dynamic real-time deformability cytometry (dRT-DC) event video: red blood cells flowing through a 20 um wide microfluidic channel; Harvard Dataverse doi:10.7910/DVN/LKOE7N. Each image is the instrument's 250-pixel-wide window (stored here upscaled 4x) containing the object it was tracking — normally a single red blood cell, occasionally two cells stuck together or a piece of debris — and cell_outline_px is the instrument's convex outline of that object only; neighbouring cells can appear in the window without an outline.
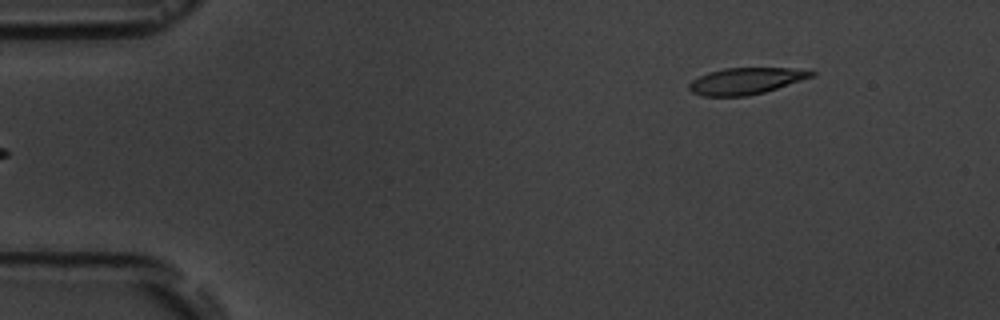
{"species": "common noctule bat (a hibernating species)", "species_latin": "Nyctalus noctula", "temperature_condition": "room temperature", "stored_images_in_passage": 3, "camera_frame_rate_fps": 3000, "um_per_image_px": 0.085, "animal": {"sex": "male", "body_mass_g": 19.5, "forearm_length_mm": 54.6}, "frame": {"image": 1, "passage_image": 3, "time_ms": 3.333, "image_size_px": [1000, 320], "cell_outline_px": [[816, 76], [764, 92], [748, 96], [704, 96], [692, 92], [688, 88], [688, 84], [692, 80], [708, 72], [724, 68], [792, 68], [816, 72]], "centroid_in_image_um": [63.41, 6.88], "position_along_channel_um": 21.6, "area_um2": 18.9}}